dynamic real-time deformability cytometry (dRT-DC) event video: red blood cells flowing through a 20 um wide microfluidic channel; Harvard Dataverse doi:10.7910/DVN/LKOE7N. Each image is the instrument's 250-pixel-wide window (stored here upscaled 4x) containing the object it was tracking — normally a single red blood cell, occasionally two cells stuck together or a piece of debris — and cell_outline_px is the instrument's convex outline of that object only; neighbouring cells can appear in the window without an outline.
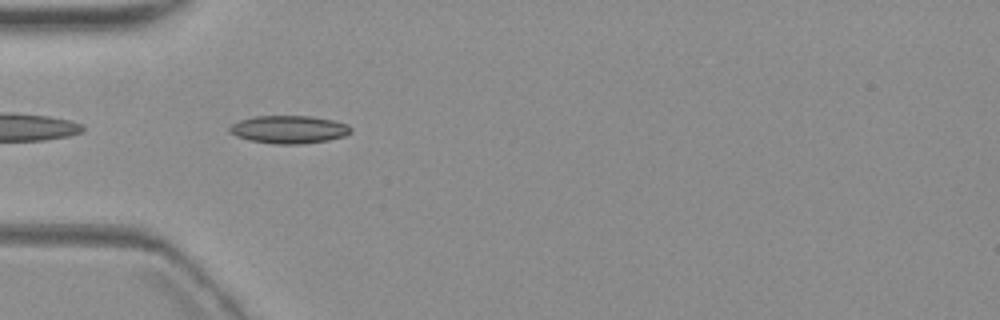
{"species": "common noctule bat (a hibernating species)", "species_latin": "Nyctalus noctula", "temperature_condition": "warm", "stored_images_in_passage": 6, "camera_frame_rate_fps": 3000, "um_per_image_px": 0.085, "animal": {"sex": "female", "body_mass_g": 19.3, "forearm_length_mm": 54.1}, "frame": {"image": 1, "passage_image": 5, "time_ms": 5.667, "image_size_px": [1000, 320], "cell_outline_px": [[352, 132], [344, 136], [328, 140], [300, 144], [276, 144], [248, 140], [236, 136], [228, 132], [228, 128], [232, 124], [240, 120], [256, 116], [308, 116], [332, 120], [348, 124], [352, 128]], "centroid_in_image_um": [24.55, 11.01], "position_along_channel_um": 60.5, "area_um2": 19.71}}